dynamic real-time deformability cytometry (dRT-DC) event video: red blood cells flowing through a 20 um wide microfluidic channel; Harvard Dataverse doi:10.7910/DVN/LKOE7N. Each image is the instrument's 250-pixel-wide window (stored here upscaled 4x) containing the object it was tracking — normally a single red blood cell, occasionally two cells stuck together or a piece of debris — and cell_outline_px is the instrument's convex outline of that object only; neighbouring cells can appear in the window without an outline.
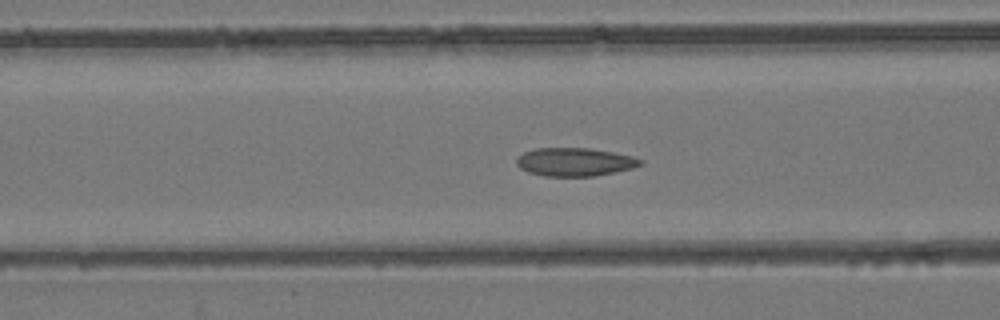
{"species": "common noctule bat (a hibernating species)", "species_latin": "Nyctalus noctula", "temperature_condition": "room temperature", "stored_images_in_passage": 36, "camera_frame_rate_fps": 3000, "um_per_image_px": 0.085, "animal": {"sex": "female", "body_mass_g": 24.6, "forearm_length_mm": 56.2}, "frame": {"image": 1, "passage_image": 4, "time_ms": 1.0, "image_size_px": [1000, 320], "cell_outline_px": [[644, 164], [632, 168], [616, 172], [592, 176], [544, 176], [528, 172], [520, 168], [516, 164], [516, 156], [524, 152], [536, 148], [592, 148], [632, 156], [644, 160]], "centroid_in_image_um": [48.85, 13.76], "position_along_channel_um": 117.7, "area_um2": 20.58}}
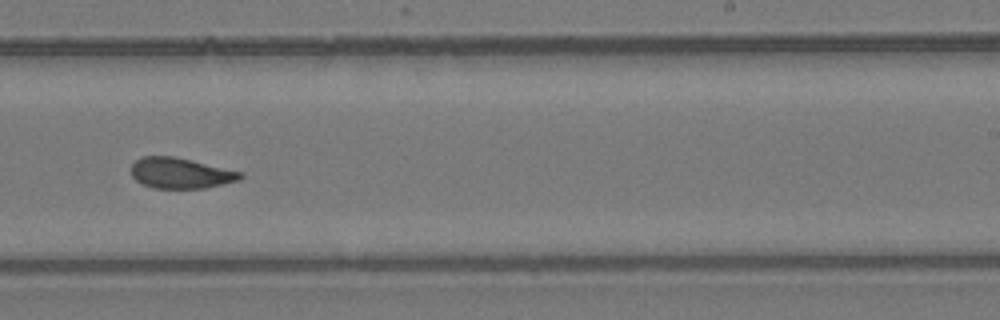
{"frame": {"image": 2, "passage_image": 16, "time_ms": 5.0, "image_size_px": [1000, 320], "cell_outline_px": [[244, 176], [240, 180], [204, 188], [152, 188], [136, 180], [132, 176], [132, 164], [136, 160], [144, 156], [172, 156], [192, 160], [244, 172]], "centroid_in_image_um": [15.38, 14.71], "position_along_channel_um": 273.6, "area_um2": 19.48}}
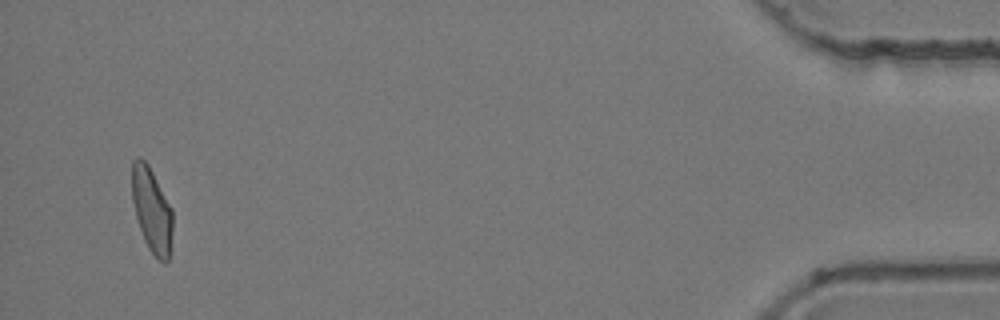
{"frame": {"image": 3, "passage_image": 34, "time_ms": 11.0, "image_size_px": [1000, 320], "cell_outline_px": [[172, 232], [168, 260], [164, 264], [148, 248], [144, 240], [136, 216], [132, 200], [132, 160], [136, 156], [140, 156], [148, 164], [172, 208]], "centroid_in_image_um": [12.89, 17.82], "position_along_channel_um": 422.3, "area_um2": 19.94}}